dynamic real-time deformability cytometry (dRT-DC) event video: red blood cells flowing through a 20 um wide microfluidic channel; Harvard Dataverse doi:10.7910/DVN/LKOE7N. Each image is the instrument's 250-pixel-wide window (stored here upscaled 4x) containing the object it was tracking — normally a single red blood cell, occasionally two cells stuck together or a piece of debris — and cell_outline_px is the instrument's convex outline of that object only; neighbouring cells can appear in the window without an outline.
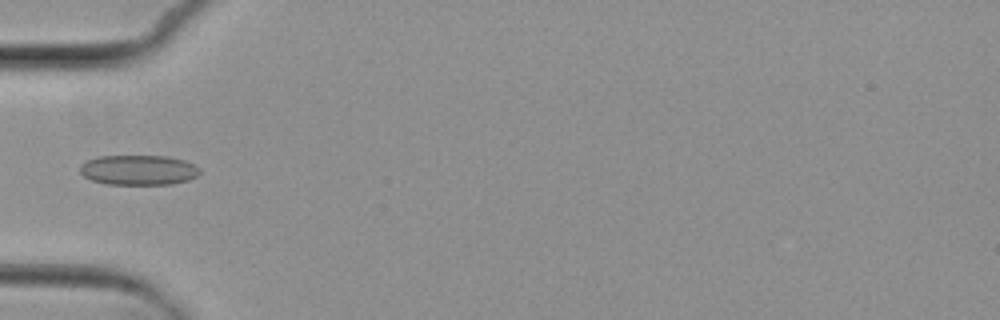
{"species": "common noctule bat (a hibernating species)", "species_latin": "Nyctalus noctula", "temperature_condition": "cold", "stored_images_in_passage": 5, "camera_frame_rate_fps": 3000, "um_per_image_px": 0.085, "animal": {"sex": "female", "body_mass_g": 29.2, "forearm_length_mm": 56.3}, "frame": {"image": 1, "passage_image": 5, "time_ms": 5.667, "image_size_px": [1000, 320], "cell_outline_px": [[200, 172], [196, 176], [188, 180], [172, 184], [104, 184], [92, 180], [84, 176], [80, 172], [80, 164], [96, 156], [168, 156], [184, 160], [196, 164], [200, 168]], "centroid_in_image_um": [11.78, 14.44], "position_along_channel_um": 73.2, "area_um2": 21.1}}